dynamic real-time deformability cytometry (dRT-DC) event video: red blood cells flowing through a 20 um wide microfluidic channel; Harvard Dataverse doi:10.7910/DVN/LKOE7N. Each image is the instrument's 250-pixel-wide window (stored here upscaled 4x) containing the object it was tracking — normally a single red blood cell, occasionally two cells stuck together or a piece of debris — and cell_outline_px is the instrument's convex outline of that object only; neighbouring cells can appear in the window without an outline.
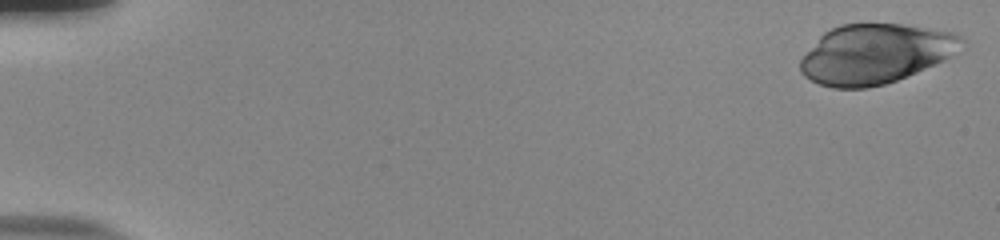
{"species": "human", "species_latin": "Homo sapiens", "temperature_condition": "room temperature", "stored_images_in_passage": 54, "camera_frame_rate_fps": 3000, "um_per_image_px": 0.085, "donor": {"sex": "male"}, "frame": {"image": 1, "passage_image": 1, "time_ms": 0.0, "image_size_px": [1000, 240], "cell_outline_px": [[964, 40], [948, 56], [936, 64], [896, 80], [884, 84], [868, 88], [832, 88], [820, 84], [804, 76], [800, 72], [800, 60], [820, 36], [824, 32], [840, 24], [900, 24], [948, 32], [960, 36]], "centroid_in_image_um": [74.31, 4.59], "position_along_channel_um": 10.7, "area_um2": 55.03}}
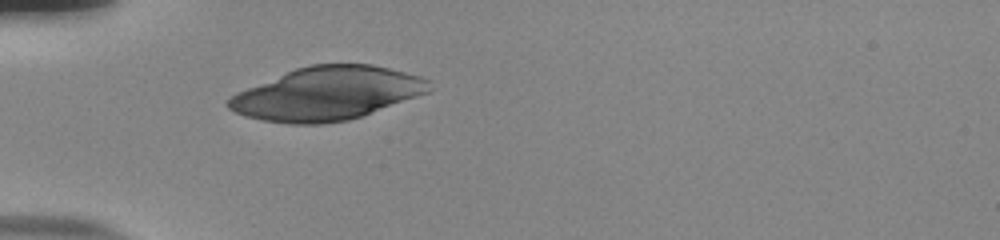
{"frame": {"image": 2, "passage_image": 17, "time_ms": 5.333, "image_size_px": [1000, 240], "cell_outline_px": [[428, 92], [360, 116], [348, 120], [320, 124], [288, 124], [264, 120], [248, 116], [236, 112], [228, 108], [228, 100], [236, 92], [296, 68], [312, 64], [372, 64], [420, 76], [428, 80]], "centroid_in_image_um": [27.77, 7.95], "position_along_channel_um": 57.2, "area_um2": 61.33}}